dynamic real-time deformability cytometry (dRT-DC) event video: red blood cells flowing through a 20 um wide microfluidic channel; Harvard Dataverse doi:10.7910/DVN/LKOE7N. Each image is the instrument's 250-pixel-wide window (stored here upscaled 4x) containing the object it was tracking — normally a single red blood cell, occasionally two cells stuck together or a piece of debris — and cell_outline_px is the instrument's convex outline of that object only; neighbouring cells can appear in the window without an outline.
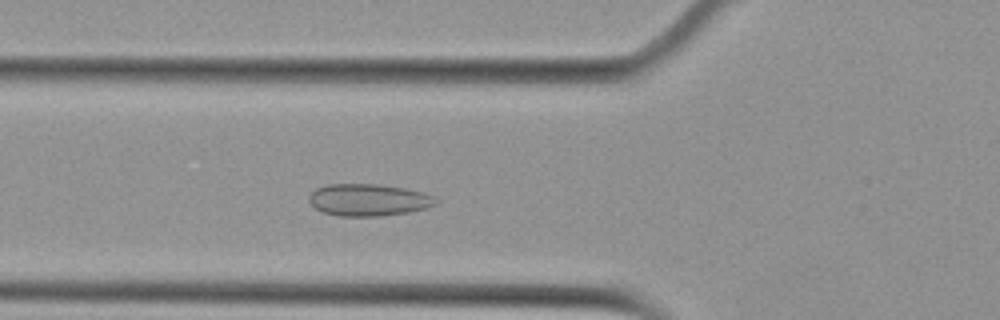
{"species": "Egyptian fruit bat (a non-hibernating species)", "species_latin": "Rousettus aegyptiacus", "temperature_condition": "cold", "stored_images_in_passage": 37, "camera_frame_rate_fps": 3000, "um_per_image_px": 0.085, "animal": {"sex": "female"}, "frame": {"image": 1, "passage_image": 13, "time_ms": 4.0, "image_size_px": [1000, 320], "cell_outline_px": [[440, 200], [436, 204], [428, 208], [408, 212], [380, 216], [340, 216], [324, 212], [316, 208], [308, 200], [308, 196], [316, 188], [328, 184], [376, 184], [404, 188], [424, 192]], "centroid_in_image_um": [31.35, 16.99], "position_along_channel_um": 94.5, "area_um2": 23.7}}
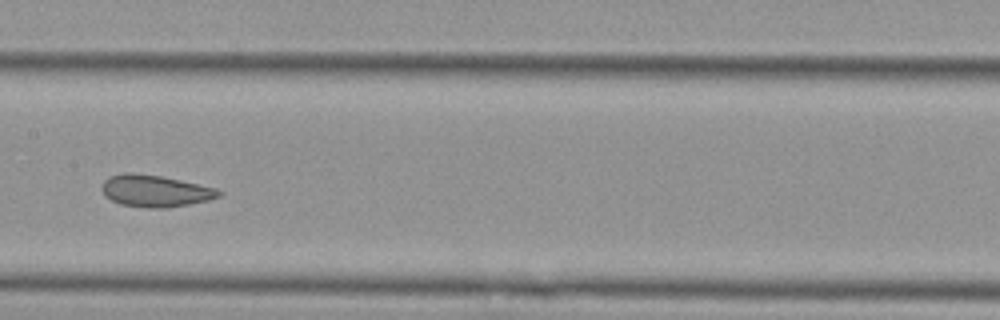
{"frame": {"image": 2, "passage_image": 21, "time_ms": 6.667, "image_size_px": [1000, 320], "cell_outline_px": [[224, 192], [220, 196], [208, 200], [188, 204], [164, 208], [148, 208], [120, 204], [104, 196], [100, 188], [104, 180], [108, 176], [124, 172], [132, 172], [160, 176], [180, 180], [216, 188]], "centroid_in_image_um": [13.15, 16.22], "position_along_channel_um": 194.3, "area_um2": 21.79}}
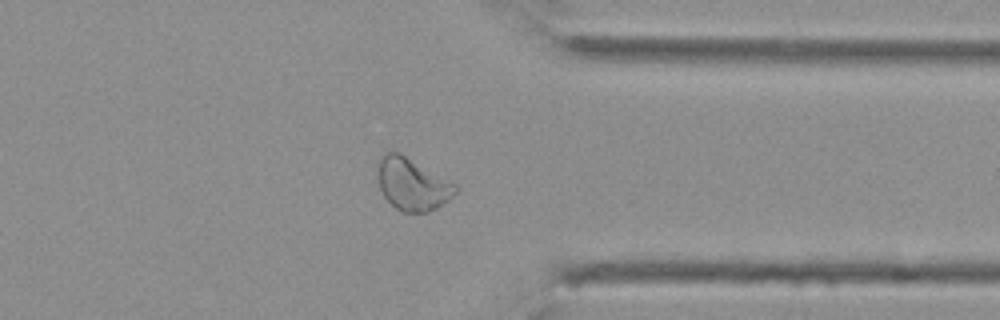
{"frame": {"image": 3, "passage_image": 36, "time_ms": 11.667, "image_size_px": [1000, 320], "cell_outline_px": [[456, 192], [448, 200], [436, 208], [428, 212], [404, 212], [396, 208], [384, 196], [380, 188], [376, 176], [376, 160], [384, 152], [400, 152], [456, 184]], "centroid_in_image_um": [34.98, 15.62], "position_along_channel_um": 376.4, "area_um2": 23.81}, "authors_computed_cell_mechanics": {"area_um2": 22.1374, "velocity_mm_per_s": 3.7347, "shape_relaxation_time_tau1_ms": null, "shape_relaxation_time_tau2_ms": 1.7592, "deformation_change_tau1": null, "deformation_change_tau2": 0.0558}}